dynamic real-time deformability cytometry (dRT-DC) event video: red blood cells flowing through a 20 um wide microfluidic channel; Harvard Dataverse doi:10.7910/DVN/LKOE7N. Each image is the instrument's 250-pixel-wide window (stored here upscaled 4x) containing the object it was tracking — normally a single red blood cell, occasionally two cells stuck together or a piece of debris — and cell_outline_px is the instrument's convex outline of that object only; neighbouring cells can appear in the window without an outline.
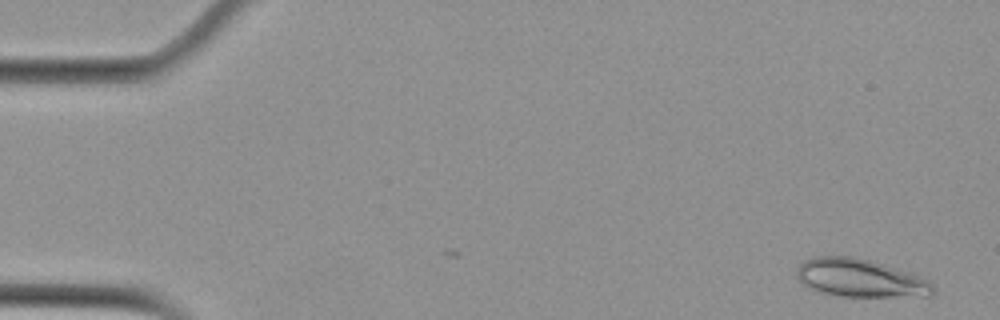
{"species": "Egyptian fruit bat (a non-hibernating species)", "species_latin": "Rousettus aegyptiacus", "temperature_condition": "cold", "stored_images_in_passage": 54, "camera_frame_rate_fps": 3000, "um_per_image_px": 0.085, "animal": {"sex": "female"}, "frame": {"image": 1, "passage_image": 3, "time_ms": 0.667, "image_size_px": [1000, 320], "cell_outline_px": [[936, 292], [932, 296], [840, 296], [820, 292], [804, 284], [796, 276], [796, 268], [804, 260], [812, 256], [852, 256], [868, 260], [908, 272], [920, 276], [936, 284]], "centroid_in_image_um": [73.15, 23.64], "position_along_channel_um": 11.9, "area_um2": 30.23}}
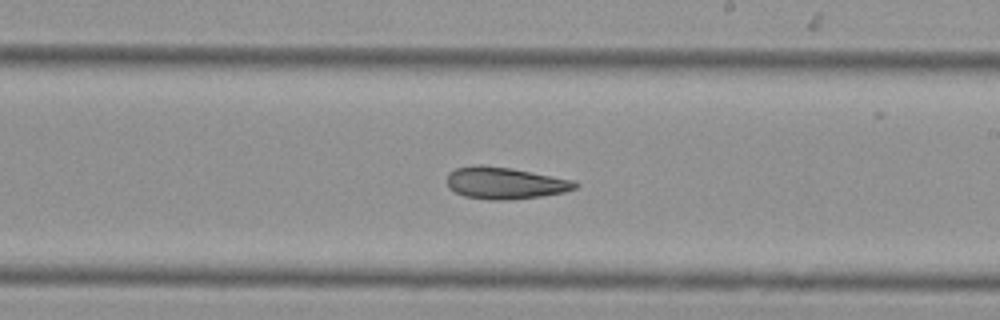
{"frame": {"image": 2, "passage_image": 32, "time_ms": 10.333, "image_size_px": [1000, 320], "cell_outline_px": [[580, 184], [576, 188], [564, 192], [540, 196], [504, 200], [488, 200], [464, 196], [448, 188], [448, 172], [456, 168], [476, 164], [480, 164], [512, 168], [576, 180]], "centroid_in_image_um": [42.94, 15.55], "position_along_channel_um": 246.1, "area_um2": 23.99}}
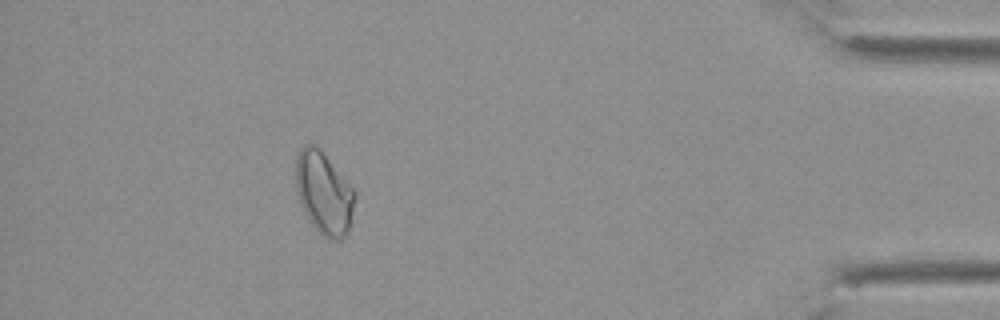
{"frame": {"image": 3, "passage_image": 49, "time_ms": 16.0, "image_size_px": [1000, 320], "cell_outline_px": [[356, 196], [348, 232], [340, 240], [328, 240], [312, 224], [304, 212], [300, 204], [296, 188], [296, 152], [304, 144], [312, 144], [328, 160], [356, 192]], "centroid_in_image_um": [27.51, 16.44], "position_along_channel_um": 407.7, "area_um2": 27.86}, "authors_computed_cell_mechanics": {"area_um2": 26.0678, "velocity_mm_per_s": 3.7622, "shape_relaxation_time_tau1_ms": null, "shape_relaxation_time_tau2_ms": 8.4656, "deformation_change_tau1": null, "deformation_change_tau2": 0.1663}}